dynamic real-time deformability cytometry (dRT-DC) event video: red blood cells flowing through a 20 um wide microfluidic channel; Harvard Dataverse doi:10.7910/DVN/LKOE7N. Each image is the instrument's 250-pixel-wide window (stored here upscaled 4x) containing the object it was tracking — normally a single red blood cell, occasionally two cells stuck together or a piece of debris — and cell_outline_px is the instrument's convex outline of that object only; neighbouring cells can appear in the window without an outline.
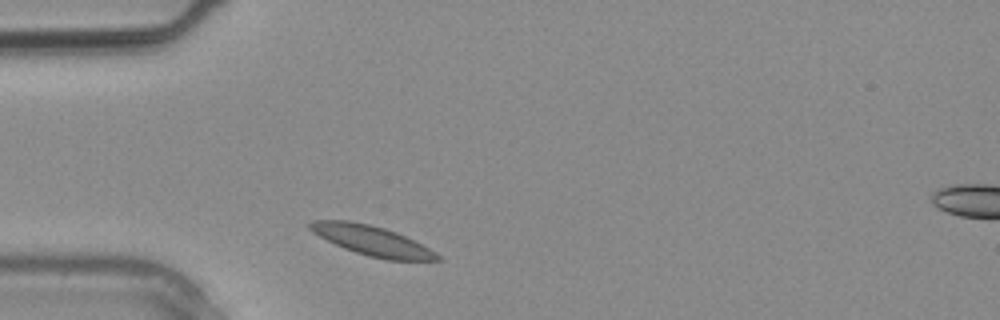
{"species": "common noctule bat (a hibernating species)", "species_latin": "Nyctalus noctula", "temperature_condition": "warm", "stored_images_in_passage": 2, "segment_of_instrument_passage": [1, 2], "camera_frame_rate_fps": 3000, "um_per_image_px": 0.085, "animal": {"sex": "male", "body_mass_g": 20.4}, "frame": {"image": 1, "passage_image": 1, "time_ms": 0.0, "image_size_px": [1000, 320], "cell_outline_px": [[444, 260], [388, 260], [368, 256], [344, 248], [312, 232], [304, 224], [312, 220], [348, 220], [368, 224], [384, 228], [396, 232], [436, 252]], "centroid_in_image_um": [31.57, 20.44], "position_along_channel_um": 53.4, "area_um2": 21.91}}